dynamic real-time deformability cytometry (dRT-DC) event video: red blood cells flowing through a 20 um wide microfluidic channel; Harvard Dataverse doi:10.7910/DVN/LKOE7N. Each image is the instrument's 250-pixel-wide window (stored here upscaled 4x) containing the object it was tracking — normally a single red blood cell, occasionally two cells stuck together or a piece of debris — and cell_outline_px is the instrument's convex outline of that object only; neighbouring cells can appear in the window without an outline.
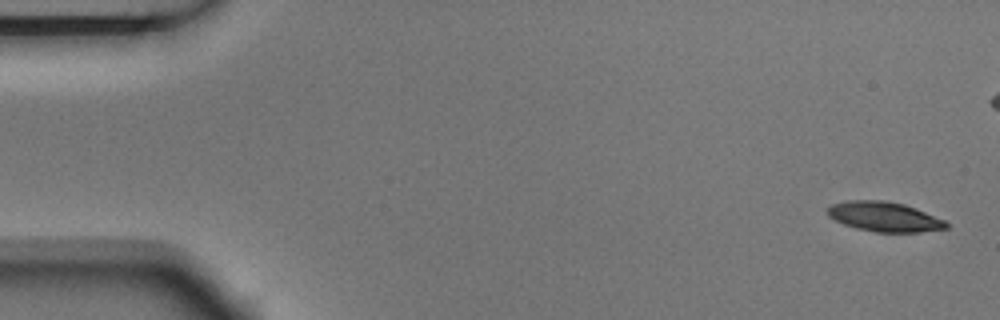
{"species": "Egyptian fruit bat (a non-hibernating species)", "species_latin": "Rousettus aegyptiacus", "temperature_condition": "room temperature", "stored_images_in_passage": 6, "segment_of_instrument_passage": [2, 2], "camera_frame_rate_fps": 3000, "um_per_image_px": 0.085, "animal": {"sex": "male"}, "frame": {"image": 1, "passage_image": 6, "time_ms": 1.667, "image_size_px": [1000, 320], "cell_outline_px": [[948, 228], [920, 232], [876, 232], [856, 228], [844, 224], [828, 216], [828, 208], [832, 204], [844, 200], [884, 200], [904, 204], [916, 208], [944, 220], [948, 224]], "centroid_in_image_um": [75.16, 18.41], "position_along_channel_um": 9.8, "area_um2": 20.52}}